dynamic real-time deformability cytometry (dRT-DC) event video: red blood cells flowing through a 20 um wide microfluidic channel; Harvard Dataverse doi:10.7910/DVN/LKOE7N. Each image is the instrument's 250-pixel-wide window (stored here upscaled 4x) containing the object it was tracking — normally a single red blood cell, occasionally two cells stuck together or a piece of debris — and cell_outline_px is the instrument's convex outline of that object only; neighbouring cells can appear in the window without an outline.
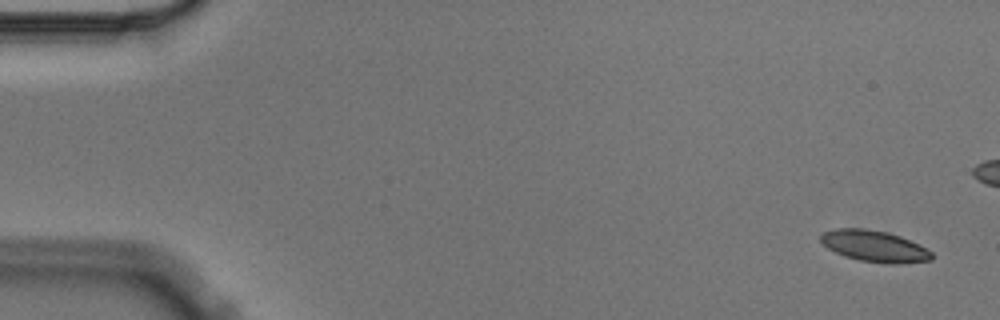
{"species": "Egyptian fruit bat (a non-hibernating species)", "species_latin": "Rousettus aegyptiacus", "temperature_condition": "cold", "stored_images_in_passage": 6, "camera_frame_rate_fps": 3000, "um_per_image_px": 0.085, "animal": {"sex": "male"}, "frame": {"image": 1, "passage_image": 1, "time_ms": 0.0, "image_size_px": [1000, 320], "cell_outline_px": [[932, 260], [896, 264], [884, 264], [860, 260], [844, 256], [828, 248], [820, 240], [820, 236], [824, 232], [836, 228], [864, 228], [888, 232], [900, 236], [932, 252]], "centroid_in_image_um": [74.3, 20.92], "position_along_channel_um": 10.7, "area_um2": 20.11}}
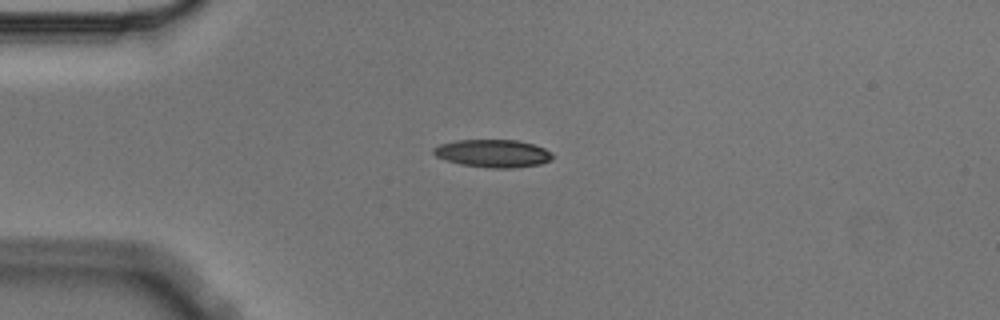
{"frame": {"image": 2, "passage_image": 6, "time_ms": 1.667, "image_size_px": [1000, 320], "cell_outline_px": [[552, 160], [540, 164], [516, 168], [488, 168], [460, 164], [444, 160], [436, 156], [432, 152], [432, 148], [440, 144], [456, 140], [516, 140], [532, 144], [544, 148], [552, 152]], "centroid_in_image_um": [41.88, 13.05], "position_along_channel_um": 43.1, "area_um2": 19.42}}